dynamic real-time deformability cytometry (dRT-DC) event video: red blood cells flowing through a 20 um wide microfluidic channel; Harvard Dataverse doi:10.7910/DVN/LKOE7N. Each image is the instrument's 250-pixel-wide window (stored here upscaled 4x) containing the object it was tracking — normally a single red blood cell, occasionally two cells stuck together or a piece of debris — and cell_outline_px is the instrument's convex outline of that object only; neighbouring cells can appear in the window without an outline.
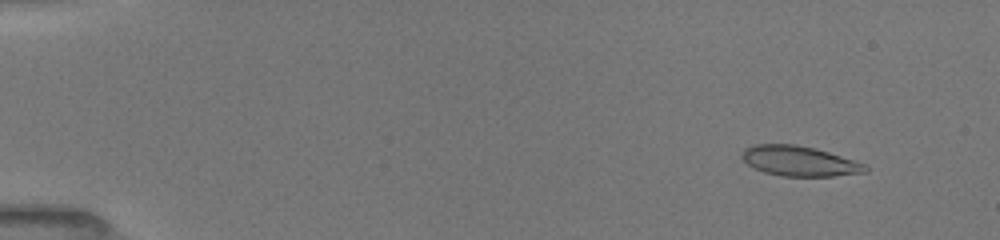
{"species": "common noctule bat (a hibernating species)", "species_latin": "Nyctalus noctula", "temperature_condition": "room temperature", "stored_images_in_passage": 52, "camera_frame_rate_fps": 3000, "um_per_image_px": 0.085, "animal": {"sex": "female", "body_mass_g": 19.5, "forearm_length_mm": 54.1}, "frame": {"image": 1, "passage_image": 5, "time_ms": 1.333, "image_size_px": [1000, 240], "cell_outline_px": [[868, 172], [832, 176], [780, 176], [764, 172], [748, 164], [740, 156], [744, 148], [756, 144], [796, 144], [828, 152], [868, 164]], "centroid_in_image_um": [67.96, 13.69], "position_along_channel_um": 17.0, "area_um2": 21.62}}
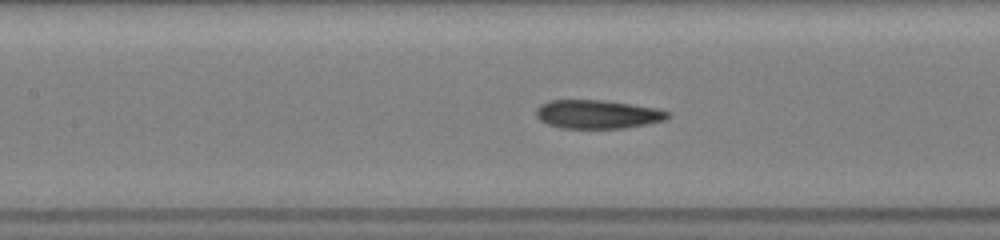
{"frame": {"image": 2, "passage_image": 25, "time_ms": 8.0, "image_size_px": [1000, 240], "cell_outline_px": [[672, 116], [664, 120], [624, 128], [560, 128], [548, 124], [540, 120], [536, 116], [536, 108], [540, 104], [548, 100], [604, 100], [660, 108], [672, 112]], "centroid_in_image_um": [50.81, 9.7], "position_along_channel_um": 156.6, "area_um2": 22.2}}
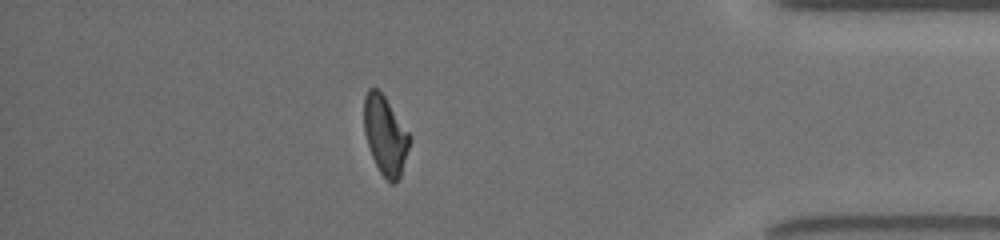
{"frame": {"image": 3, "passage_image": 46, "time_ms": 15.0, "image_size_px": [1000, 240], "cell_outline_px": [[412, 140], [400, 176], [396, 184], [392, 184], [380, 172], [372, 156], [364, 132], [364, 96], [368, 88], [376, 88], [384, 96], [412, 136]], "centroid_in_image_um": [32.77, 11.5], "position_along_channel_um": 402.4, "area_um2": 20.92}, "authors_computed_cell_mechanics": {"area_um2": 22.0218, "velocity_mm_per_s": 3.9848, "shape_relaxation_time_tau1_ms": 6.3659, "shape_relaxation_time_tau2_ms": 2.4405, "deformation_change_tau1": 0.2188, "deformation_change_tau2": 0.1069}}